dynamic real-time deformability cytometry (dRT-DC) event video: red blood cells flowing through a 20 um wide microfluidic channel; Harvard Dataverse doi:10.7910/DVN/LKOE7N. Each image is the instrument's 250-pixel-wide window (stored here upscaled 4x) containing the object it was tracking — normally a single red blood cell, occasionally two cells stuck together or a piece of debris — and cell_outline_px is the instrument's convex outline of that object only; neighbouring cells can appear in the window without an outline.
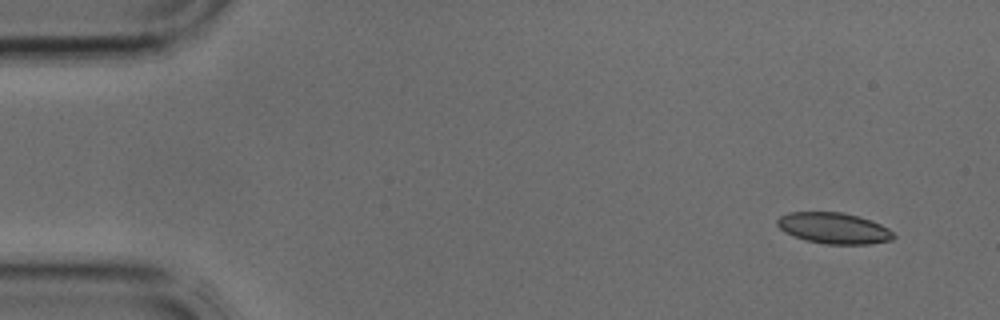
{"species": "common noctule bat (a hibernating species)", "species_latin": "Nyctalus noctula", "temperature_condition": "cold", "stored_images_in_passage": 3, "camera_frame_rate_fps": 3000, "um_per_image_px": 0.085, "animal": {"sex": "male", "body_mass_g": 17.9, "forearm_length_mm": 54.2}, "frame": {"image": 1, "passage_image": 1, "time_ms": 0.0, "image_size_px": [1000, 320], "cell_outline_px": [[896, 236], [892, 240], [872, 244], [824, 244], [804, 240], [792, 236], [784, 232], [776, 224], [776, 220], [780, 216], [788, 212], [844, 212], [860, 216], [872, 220], [888, 228]], "centroid_in_image_um": [70.87, 19.39], "position_along_channel_um": 14.1, "area_um2": 21.39}}
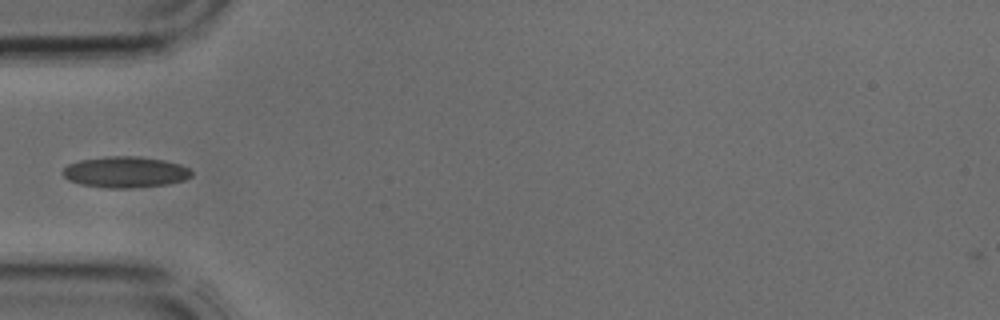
{"frame": {"image": 2, "passage_image": 3, "time_ms": 0.667, "image_size_px": [1000, 320], "cell_outline_px": [[192, 176], [184, 180], [168, 184], [132, 188], [104, 188], [80, 184], [68, 180], [60, 172], [68, 164], [80, 160], [104, 156], [140, 156], [164, 160], [180, 164], [188, 168], [192, 172]], "centroid_in_image_um": [10.63, 14.62], "position_along_channel_um": 74.4, "area_um2": 23.58}}